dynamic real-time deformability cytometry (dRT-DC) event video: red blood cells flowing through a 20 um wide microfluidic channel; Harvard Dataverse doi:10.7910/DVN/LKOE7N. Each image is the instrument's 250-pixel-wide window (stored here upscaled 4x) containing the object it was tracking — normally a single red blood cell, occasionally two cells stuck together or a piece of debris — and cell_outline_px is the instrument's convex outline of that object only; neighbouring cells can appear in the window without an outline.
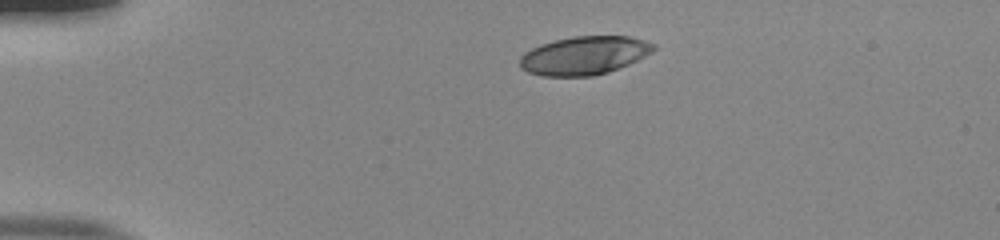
{"species": "human", "species_latin": "Homo sapiens", "temperature_condition": "room temperature", "stored_images_in_passage": 42, "camera_frame_rate_fps": 3000, "um_per_image_px": 0.085, "donor": {"sex": "male"}, "frame": {"image": 1, "passage_image": 1, "time_ms": 0.0, "image_size_px": [1000, 240], "cell_outline_px": [[656, 48], [652, 52], [628, 64], [608, 72], [592, 76], [540, 76], [528, 72], [520, 68], [520, 56], [524, 52], [540, 44], [556, 40], [576, 36], [632, 36], [656, 44]], "centroid_in_image_um": [49.65, 4.71], "position_along_channel_um": 35.4, "area_um2": 29.94}}
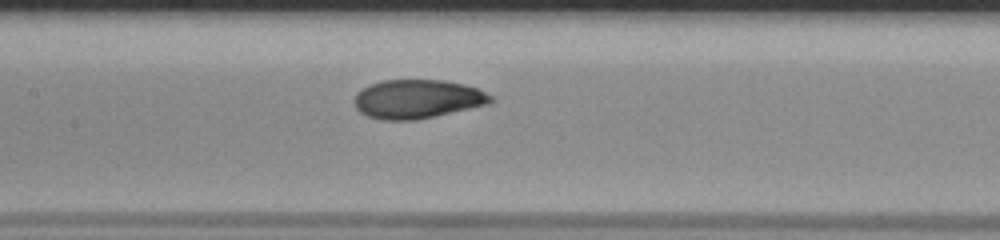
{"frame": {"image": 2, "passage_image": 16, "time_ms": 5.0, "image_size_px": [1000, 240], "cell_outline_px": [[496, 100], [488, 104], [416, 120], [380, 120], [368, 116], [360, 112], [356, 108], [352, 100], [356, 92], [368, 84], [384, 80], [444, 80], [464, 84], [476, 88], [492, 96]], "centroid_in_image_um": [35.43, 8.41], "position_along_channel_um": 172.0, "area_um2": 31.04}}
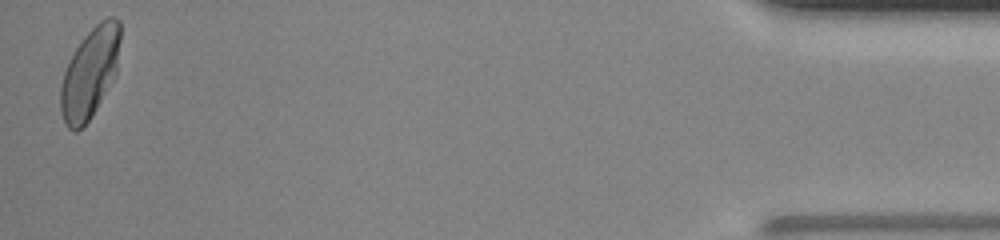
{"frame": {"image": 3, "passage_image": 42, "time_ms": 13.667, "image_size_px": [1000, 240], "cell_outline_px": [[120, 40], [116, 72], [92, 116], [76, 132], [68, 128], [64, 124], [60, 112], [60, 88], [64, 72], [76, 48], [84, 36], [100, 20], [108, 16], [116, 16], [120, 20]], "centroid_in_image_um": [7.63, 6.18], "position_along_channel_um": 427.6, "area_um2": 31.15}, "authors_computed_cell_mechanics": {"area_um2": 31.0386, "velocity_mm_per_s": 3.8815, "shape_relaxation_time_tau1_ms": 4.2539, "shape_relaxation_time_tau2_ms": 1.0502, "deformation_change_tau1": 0.1853, "deformation_change_tau2": 0.0468}}